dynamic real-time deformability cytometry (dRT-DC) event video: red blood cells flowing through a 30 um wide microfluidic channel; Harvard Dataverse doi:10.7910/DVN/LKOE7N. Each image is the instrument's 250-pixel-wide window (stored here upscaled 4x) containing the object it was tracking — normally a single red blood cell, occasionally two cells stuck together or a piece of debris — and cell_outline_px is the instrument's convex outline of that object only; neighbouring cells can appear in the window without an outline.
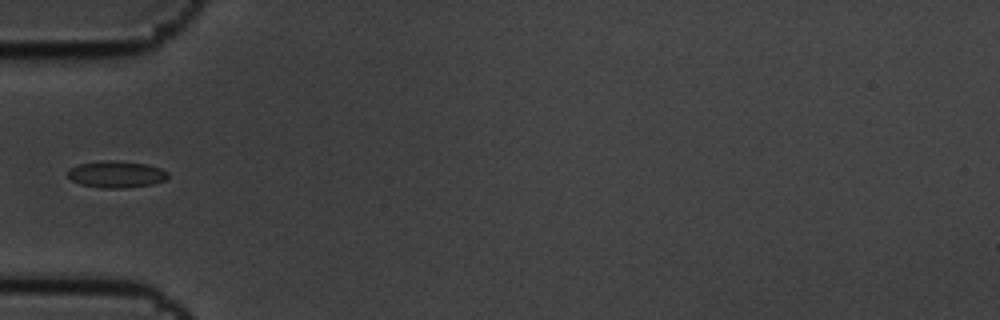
{"species": "common noctule bat (a hibernating species)", "species_latin": "Nyctalus noctula", "temperature_condition": "cold", "stored_images_in_passage": 5, "camera_frame_rate_fps": 3000, "um_per_image_px": 0.085, "animal": {"sex": "male", "body_mass_g": 19.5, "forearm_length_mm": 54.6}, "frame": {"image": 1, "passage_image": 5, "time_ms": 1.333, "image_size_px": [1000, 320], "cell_outline_px": [[168, 176], [164, 180], [152, 184], [124, 188], [104, 188], [80, 184], [72, 180], [68, 176], [68, 168], [80, 164], [104, 160], [116, 160], [148, 164], [160, 168], [168, 172]], "centroid_in_image_um": [9.88, 14.8], "position_along_channel_um": 75.1, "area_um2": 15.61}}